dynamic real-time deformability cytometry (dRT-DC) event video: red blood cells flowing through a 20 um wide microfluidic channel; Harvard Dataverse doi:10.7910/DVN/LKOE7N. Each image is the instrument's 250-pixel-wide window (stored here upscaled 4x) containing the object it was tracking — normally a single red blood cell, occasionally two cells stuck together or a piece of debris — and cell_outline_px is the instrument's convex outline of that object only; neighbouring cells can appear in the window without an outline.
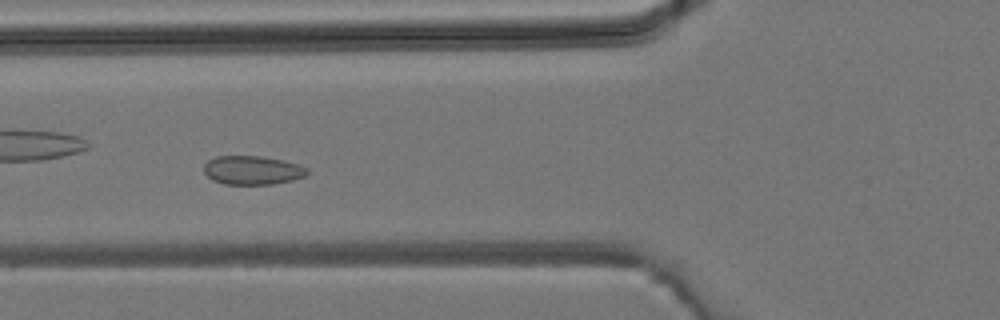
{"species": "common noctule bat (a hibernating species)", "species_latin": "Nyctalus noctula", "temperature_condition": "room temperature", "stored_images_in_passage": 25, "camera_frame_rate_fps": 3000, "um_per_image_px": 0.085, "animal": {"sex": "male", "body_mass_g": 19.2, "forearm_length_mm": 51.8}, "frame": {"image": 1, "passage_image": 5, "time_ms": 1.333, "image_size_px": [1000, 320], "cell_outline_px": [[308, 172], [304, 176], [292, 180], [272, 184], [224, 184], [212, 180], [204, 172], [204, 164], [208, 160], [216, 156], [260, 156], [284, 160], [308, 168]], "centroid_in_image_um": [21.43, 14.46], "position_along_channel_um": 104.4, "area_um2": 17.28}}
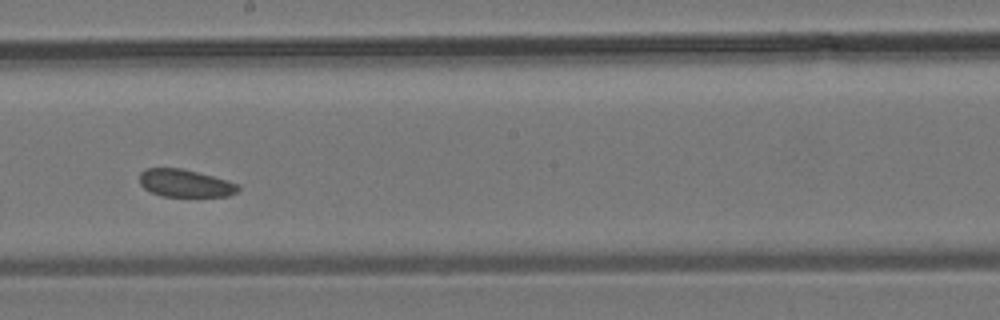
{"frame": {"image": 2, "passage_image": 13, "time_ms": 4.0, "image_size_px": [1000, 320], "cell_outline_px": [[240, 188], [236, 192], [228, 196], [160, 196], [144, 188], [140, 184], [140, 172], [144, 168], [180, 168], [212, 176], [240, 184]], "centroid_in_image_um": [15.72, 15.57], "position_along_channel_um": 232.5, "area_um2": 15.78}}
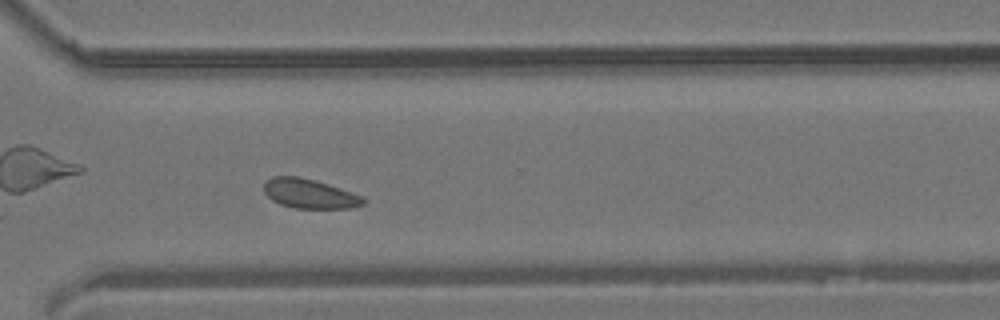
{"frame": {"image": 3, "passage_image": 20, "time_ms": 6.333, "image_size_px": [1000, 320], "cell_outline_px": [[368, 200], [364, 204], [352, 208], [296, 208], [280, 204], [272, 200], [264, 192], [264, 184], [272, 176], [300, 176], [316, 180], [364, 196]], "centroid_in_image_um": [26.35, 16.46], "position_along_channel_um": 344.2, "area_um2": 17.17}}